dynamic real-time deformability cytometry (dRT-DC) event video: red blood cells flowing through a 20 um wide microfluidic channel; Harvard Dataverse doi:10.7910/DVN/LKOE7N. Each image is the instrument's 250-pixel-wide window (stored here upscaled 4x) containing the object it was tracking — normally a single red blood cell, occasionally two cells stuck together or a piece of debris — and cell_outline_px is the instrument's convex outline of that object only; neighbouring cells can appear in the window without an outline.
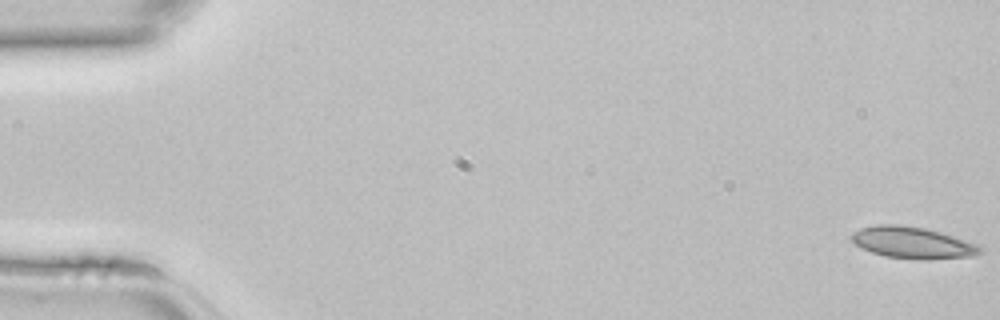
{"species": "common noctule bat (a hibernating species)", "species_latin": "Nyctalus noctula", "temperature_condition": "room temperature", "stored_images_in_passage": 46, "camera_frame_rate_fps": 3000, "um_per_image_px": 0.085, "animal": {"sex": "female", "body_mass_g": 22.7, "forearm_length_mm": 54.2}, "frame": {"image": 1, "passage_image": 1, "time_ms": 0.0, "image_size_px": [1000, 320], "cell_outline_px": [[984, 252], [976, 256], [928, 260], [916, 260], [884, 256], [872, 252], [856, 244], [848, 236], [852, 232], [860, 228], [876, 224], [900, 224], [928, 228], [976, 244], [984, 248]], "centroid_in_image_um": [77.58, 20.63], "position_along_channel_um": 7.4, "area_um2": 24.1}}
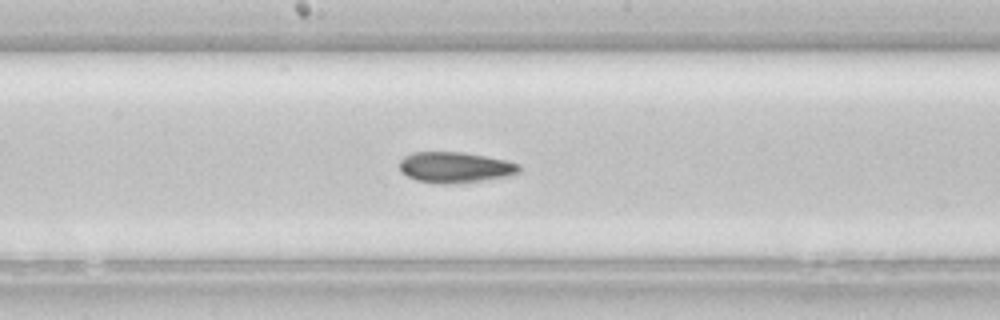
{"frame": {"image": 2, "passage_image": 24, "time_ms": 7.667, "image_size_px": [1000, 320], "cell_outline_px": [[520, 172], [512, 176], [452, 184], [440, 184], [416, 180], [408, 176], [400, 168], [400, 160], [404, 156], [412, 152], [460, 152], [484, 156], [504, 160], [520, 164]], "centroid_in_image_um": [38.7, 14.23], "position_along_channel_um": 209.5, "area_um2": 21.39}}
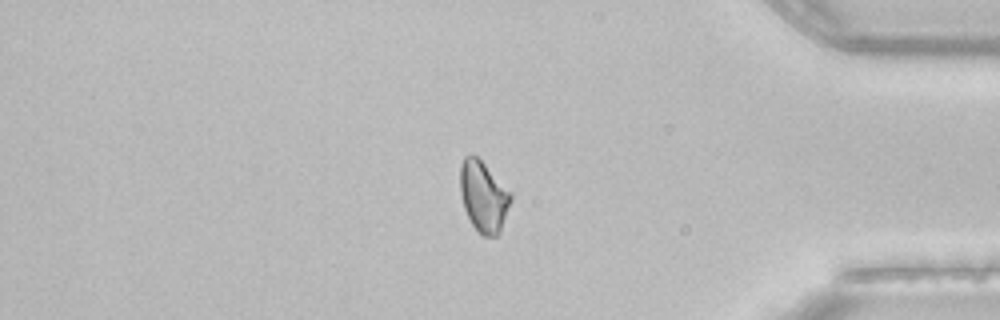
{"frame": {"image": 3, "passage_image": 38, "time_ms": 12.333, "image_size_px": [1000, 320], "cell_outline_px": [[512, 200], [500, 232], [496, 236], [484, 236], [472, 224], [464, 208], [460, 192], [460, 164], [464, 156], [476, 156], [512, 192]], "centroid_in_image_um": [41.11, 16.7], "position_along_channel_um": 394.1, "area_um2": 20.75}}